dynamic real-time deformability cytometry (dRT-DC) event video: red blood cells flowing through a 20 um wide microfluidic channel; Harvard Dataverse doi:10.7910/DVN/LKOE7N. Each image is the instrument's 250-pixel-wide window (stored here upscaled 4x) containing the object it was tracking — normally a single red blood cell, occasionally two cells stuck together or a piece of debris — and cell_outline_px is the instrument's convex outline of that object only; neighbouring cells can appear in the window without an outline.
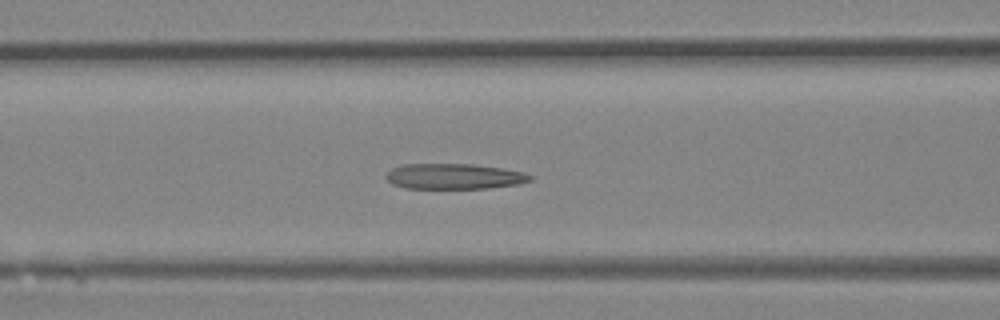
{"species": "Egyptian fruit bat (a non-hibernating species)", "species_latin": "Rousettus aegyptiacus", "temperature_condition": "room temperature", "stored_images_in_passage": 23, "camera_frame_rate_fps": 3000, "um_per_image_px": 0.085, "animal": {"sex": "female"}, "frame": {"image": 1, "passage_image": 16, "time_ms": 5.0, "image_size_px": [1000, 320], "cell_outline_px": [[532, 180], [516, 184], [488, 188], [404, 188], [392, 184], [384, 176], [392, 168], [400, 164], [472, 164], [500, 168], [524, 172], [532, 176]], "centroid_in_image_um": [38.56, 14.99], "position_along_channel_um": 128.0, "area_um2": 21.33}}
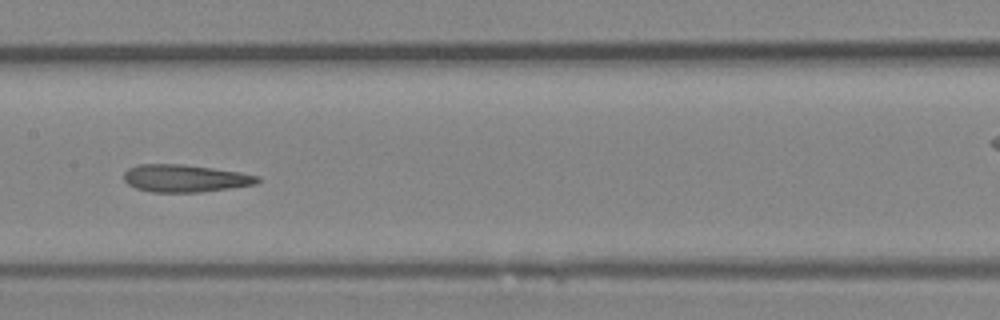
{"frame": {"image": 2, "passage_image": 20, "time_ms": 6.333, "image_size_px": [1000, 320], "cell_outline_px": [[260, 180], [256, 184], [200, 192], [152, 192], [136, 188], [128, 184], [124, 180], [124, 172], [128, 168], [140, 164], [184, 164], [240, 172], [260, 176]], "centroid_in_image_um": [15.72, 15.15], "position_along_channel_um": 191.7, "area_um2": 21.33}}
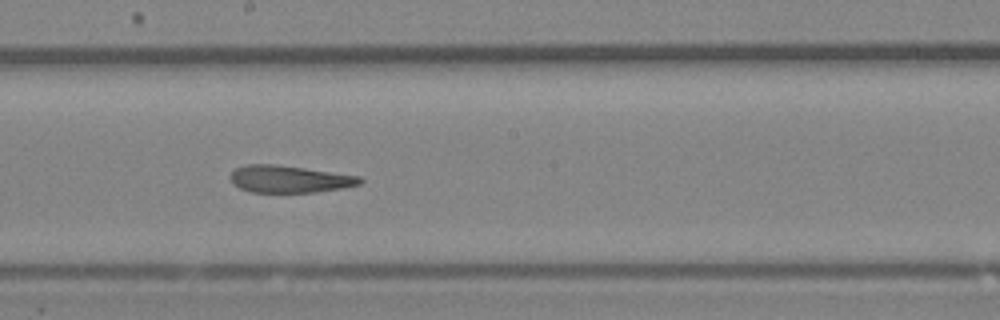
{"frame": {"image": 3, "passage_image": 22, "time_ms": 7.0, "image_size_px": [1000, 320], "cell_outline_px": [[364, 180], [360, 184], [344, 188], [316, 192], [252, 192], [240, 188], [232, 184], [228, 176], [236, 168], [244, 164], [276, 164], [360, 176]], "centroid_in_image_um": [24.57, 15.22], "position_along_channel_um": 223.6, "area_um2": 20.63}}